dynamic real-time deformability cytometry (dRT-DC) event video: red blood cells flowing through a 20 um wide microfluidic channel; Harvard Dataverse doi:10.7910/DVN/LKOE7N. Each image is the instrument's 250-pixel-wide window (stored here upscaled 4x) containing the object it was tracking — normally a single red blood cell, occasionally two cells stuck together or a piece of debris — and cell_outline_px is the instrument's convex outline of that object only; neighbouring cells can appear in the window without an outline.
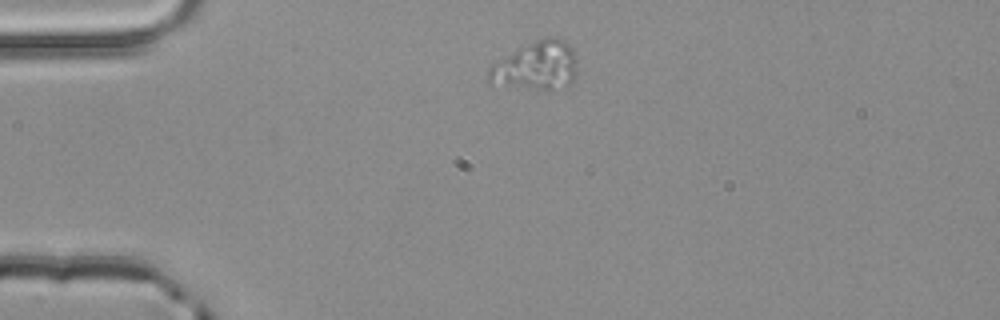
{"species": "common noctule bat (a hibernating species)", "species_latin": "Nyctalus noctula", "temperature_condition": "room temperature", "stored_images_in_passage": 1, "camera_frame_rate_fps": 3000, "um_per_image_px": 0.085, "animal": {"sex": "male", "body_mass_g": 20.4}, "frame": {"image": 1, "passage_image": 1, "time_ms": 0.0, "image_size_px": [1000, 320], "cell_outline_px": [[576, 76], [568, 84], [552, 88], [540, 88], [488, 84], [484, 76], [488, 68], [492, 64], [512, 52], [544, 36], [556, 36], [564, 40], [576, 52]], "centroid_in_image_um": [45.55, 5.56], "position_along_channel_um": 39.4, "area_um2": 24.97}}